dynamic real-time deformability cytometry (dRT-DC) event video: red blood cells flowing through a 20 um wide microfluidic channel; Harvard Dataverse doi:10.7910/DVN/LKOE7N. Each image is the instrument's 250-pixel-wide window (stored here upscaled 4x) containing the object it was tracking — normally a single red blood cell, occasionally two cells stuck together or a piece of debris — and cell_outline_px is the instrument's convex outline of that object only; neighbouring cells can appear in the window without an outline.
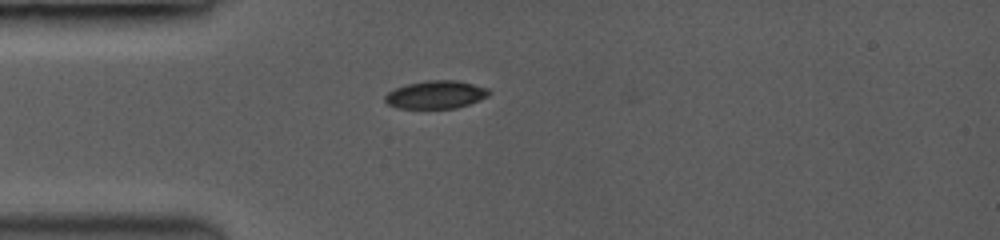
{"species": "common noctule bat (a hibernating species)", "species_latin": "Nyctalus noctula", "temperature_condition": "room temperature", "stored_images_in_passage": 41, "camera_frame_rate_fps": 3500, "um_per_image_px": 0.085, "animal": {"sex": "female", "body_mass_g": 19.0, "forearm_length_mm": 53.3}, "frame": {"image": 1, "passage_image": 1, "time_ms": 0.0, "image_size_px": [1000, 240], "cell_outline_px": [[492, 92], [488, 96], [468, 104], [456, 108], [400, 108], [388, 104], [384, 100], [384, 96], [388, 92], [396, 88], [408, 84], [432, 80], [456, 80], [488, 88]], "centroid_in_image_um": [37.06, 8.05], "position_along_channel_um": 47.9, "area_um2": 16.7}}
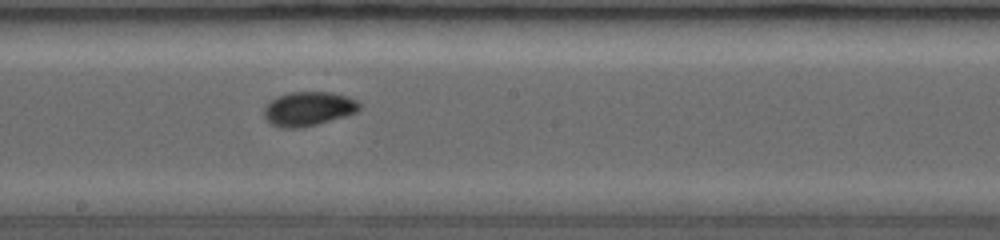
{"frame": {"image": 2, "passage_image": 17, "time_ms": 4.571, "image_size_px": [1000, 240], "cell_outline_px": [[360, 108], [356, 112], [344, 116], [316, 124], [300, 128], [280, 128], [272, 124], [264, 116], [264, 108], [272, 100], [280, 96], [292, 92], [328, 92], [344, 96], [356, 100], [360, 104]], "centroid_in_image_um": [26.2, 9.26], "position_along_channel_um": 222.0, "area_um2": 18.55}}
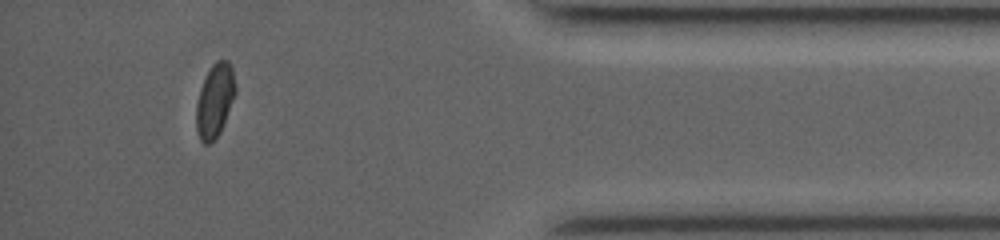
{"frame": {"image": 3, "passage_image": 36, "time_ms": 10.0, "image_size_px": [1000, 240], "cell_outline_px": [[236, 92], [220, 132], [212, 144], [204, 144], [200, 140], [196, 132], [196, 104], [200, 88], [212, 64], [216, 60], [228, 60], [232, 64], [236, 84]], "centroid_in_image_um": [18.26, 8.55], "position_along_channel_um": 416.9, "area_um2": 16.99}, "authors_computed_cell_mechanics": {"area_um2": 17.8602, "velocity_mm_per_s": 4.0846, "shape_relaxation_time_tau1_ms": 3.0617, "shape_relaxation_time_tau2_ms": 1.5378, "deformation_change_tau1": 0.1232, "deformation_change_tau2": 0.0378}}